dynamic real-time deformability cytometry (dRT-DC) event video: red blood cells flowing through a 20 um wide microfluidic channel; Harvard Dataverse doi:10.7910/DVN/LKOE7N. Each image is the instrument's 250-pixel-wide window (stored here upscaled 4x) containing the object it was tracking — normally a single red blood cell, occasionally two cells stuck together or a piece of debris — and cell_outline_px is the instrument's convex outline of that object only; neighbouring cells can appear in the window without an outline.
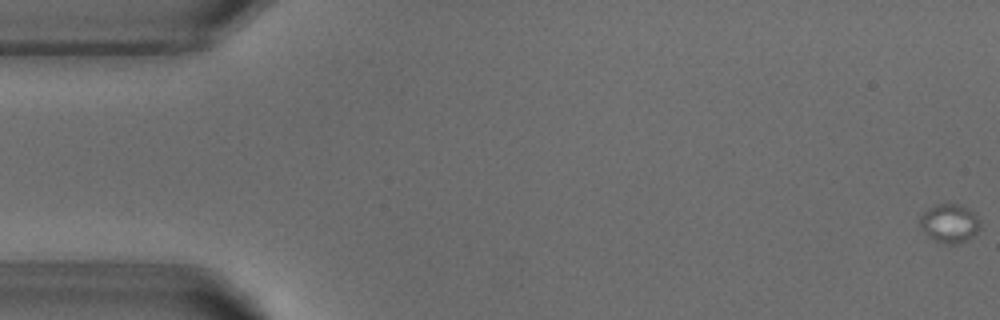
{"species": "common noctule bat (a hibernating species)", "species_latin": "Nyctalus noctula", "temperature_condition": "warm", "stored_images_in_passage": 18, "camera_frame_rate_fps": 3000, "um_per_image_px": 0.085, "animal": {"sex": "male", "body_mass_g": 18.8}, "frame": {"image": 1, "passage_image": 1, "time_ms": 0.0, "image_size_px": [1000, 320], "cell_outline_px": [[980, 228], [976, 232], [964, 240], [956, 244], [940, 244], [932, 240], [920, 228], [920, 216], [928, 208], [940, 204], [960, 204], [976, 212], [980, 224]], "centroid_in_image_um": [80.69, 18.98], "position_along_channel_um": 4.3, "area_um2": 13.64}}